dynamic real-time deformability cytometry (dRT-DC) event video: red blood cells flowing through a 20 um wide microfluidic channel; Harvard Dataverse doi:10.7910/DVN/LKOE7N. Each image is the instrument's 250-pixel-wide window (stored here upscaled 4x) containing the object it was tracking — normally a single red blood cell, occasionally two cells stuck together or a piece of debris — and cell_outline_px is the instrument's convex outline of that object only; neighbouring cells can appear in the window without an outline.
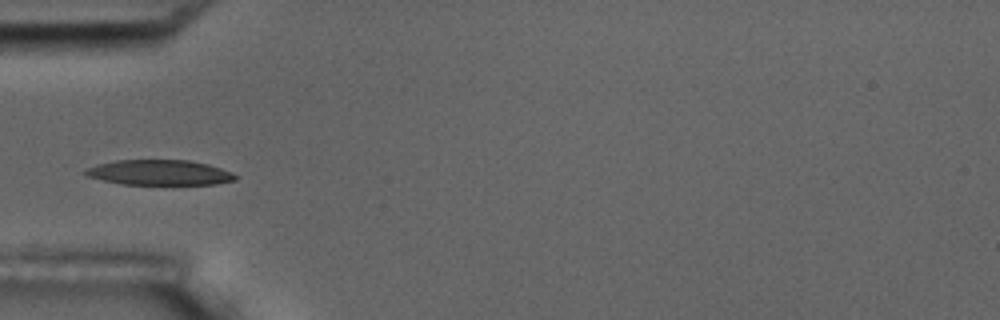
{"species": "common noctule bat (a hibernating species)", "species_latin": "Nyctalus noctula", "temperature_condition": "room temperature", "stored_images_in_passage": 4, "camera_frame_rate_fps": 3000, "um_per_image_px": 0.085, "animal": {"sex": "male", "body_mass_g": 17.5, "forearm_length_mm": 52.3}, "frame": {"image": 1, "passage_image": 4, "time_ms": 4.333, "image_size_px": [1000, 320], "cell_outline_px": [[236, 180], [216, 184], [124, 184], [84, 176], [84, 168], [96, 164], [116, 160], [188, 160], [208, 164], [232, 172], [236, 176]], "centroid_in_image_um": [13.51, 14.66], "position_along_channel_um": 71.5, "area_um2": 22.02}}